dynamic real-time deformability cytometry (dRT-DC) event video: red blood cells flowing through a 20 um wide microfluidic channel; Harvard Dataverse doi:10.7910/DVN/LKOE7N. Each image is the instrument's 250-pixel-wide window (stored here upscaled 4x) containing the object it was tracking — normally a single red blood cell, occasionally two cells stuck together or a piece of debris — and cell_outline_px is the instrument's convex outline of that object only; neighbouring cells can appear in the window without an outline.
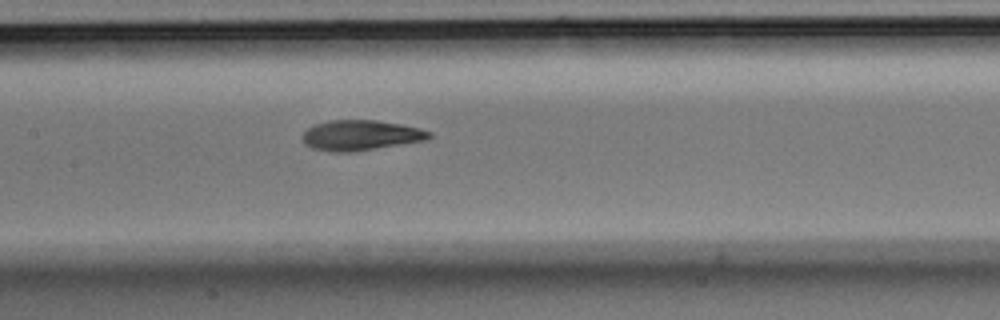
{"species": "Egyptian fruit bat (a non-hibernating species)", "species_latin": "Rousettus aegyptiacus", "temperature_condition": "room temperature", "stored_images_in_passage": 7, "camera_frame_rate_fps": 3000, "um_per_image_px": 0.085, "animal": {"sex": "male"}, "frame": {"image": 1, "passage_image": 7, "time_ms": 2.0, "image_size_px": [1000, 320], "cell_outline_px": [[432, 136], [428, 140], [352, 152], [332, 152], [312, 148], [304, 144], [300, 136], [308, 128], [316, 124], [328, 120], [376, 120], [400, 124], [420, 128], [432, 132]], "centroid_in_image_um": [30.65, 11.5], "position_along_channel_um": 176.7, "area_um2": 22.54}}